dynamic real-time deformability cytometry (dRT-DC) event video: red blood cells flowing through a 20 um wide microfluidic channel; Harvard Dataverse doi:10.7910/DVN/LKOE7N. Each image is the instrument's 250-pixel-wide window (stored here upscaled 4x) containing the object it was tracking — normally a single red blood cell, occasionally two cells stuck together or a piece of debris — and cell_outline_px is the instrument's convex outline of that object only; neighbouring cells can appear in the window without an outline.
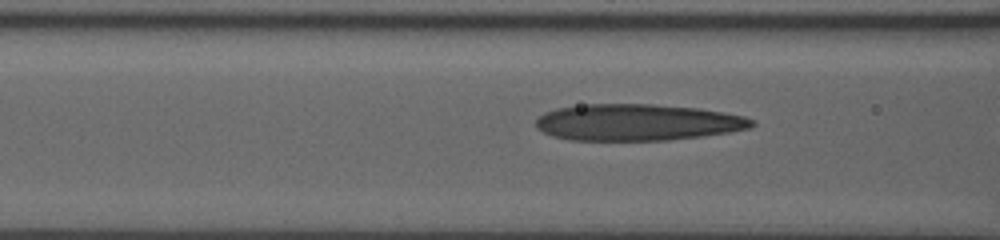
{"species": "human", "species_latin": "Homo sapiens", "temperature_condition": "room temperature", "stored_images_in_passage": 9, "camera_frame_rate_fps": 3000, "um_per_image_px": 0.085, "donor": {"sex": "male"}, "frame": {"image": 1, "passage_image": 6, "time_ms": 1.667, "image_size_px": [1000, 240], "cell_outline_px": [[756, 124], [752, 128], [732, 132], [668, 140], [568, 140], [552, 136], [536, 128], [536, 120], [544, 112], [556, 108], [588, 104], [652, 104], [700, 108], [724, 112], [744, 116], [752, 120]], "centroid_in_image_um": [54.19, 10.4], "position_along_channel_um": 112.4, "area_um2": 46.18}}